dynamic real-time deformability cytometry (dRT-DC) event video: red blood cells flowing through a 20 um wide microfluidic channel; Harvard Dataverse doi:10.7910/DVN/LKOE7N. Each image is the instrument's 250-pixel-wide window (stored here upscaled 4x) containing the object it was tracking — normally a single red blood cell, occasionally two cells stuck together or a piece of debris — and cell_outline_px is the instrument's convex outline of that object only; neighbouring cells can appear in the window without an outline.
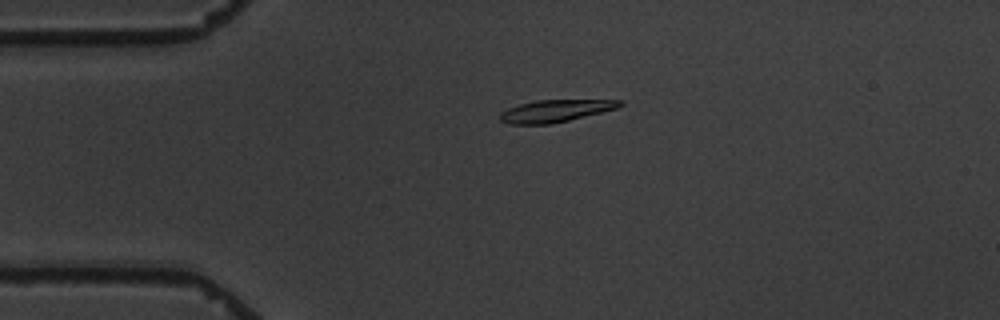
{"species": "common noctule bat (a hibernating species)", "species_latin": "Nyctalus noctula", "temperature_condition": "warm", "stored_images_in_passage": 6, "camera_frame_rate_fps": 3000, "um_per_image_px": 0.085, "animal": {"sex": "male", "body_mass_g": 19.5, "forearm_length_mm": 54.6}, "frame": {"image": 1, "passage_image": 6, "time_ms": 7.0, "image_size_px": [1000, 320], "cell_outline_px": [[624, 104], [616, 108], [568, 120], [548, 124], [508, 124], [500, 120], [500, 112], [508, 108], [520, 104], [536, 100], [624, 100]], "centroid_in_image_um": [47.18, 9.42], "position_along_channel_um": 37.8, "area_um2": 15.26}}